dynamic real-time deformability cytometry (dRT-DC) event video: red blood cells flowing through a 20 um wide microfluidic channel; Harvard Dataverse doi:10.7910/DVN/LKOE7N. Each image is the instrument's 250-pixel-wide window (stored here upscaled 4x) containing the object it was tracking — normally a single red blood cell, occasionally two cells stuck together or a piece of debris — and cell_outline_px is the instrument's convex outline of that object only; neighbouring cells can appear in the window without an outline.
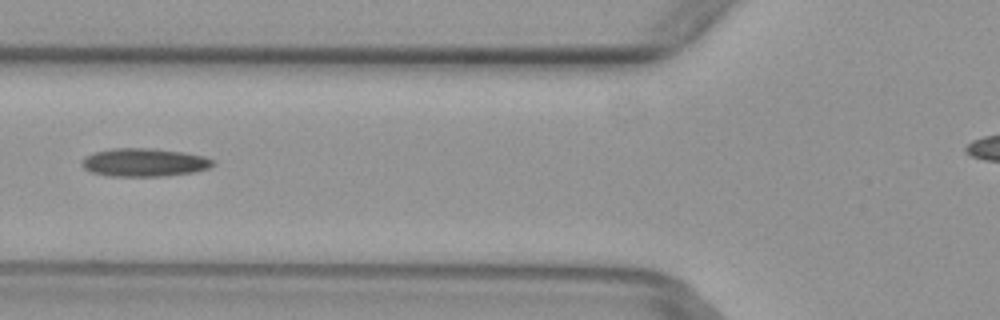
{"species": "common noctule bat (a hibernating species)", "species_latin": "Nyctalus noctula", "temperature_condition": "warm", "stored_images_in_passage": 5, "camera_frame_rate_fps": 3000, "um_per_image_px": 0.085, "animal": {"sex": "female", "body_mass_g": 29.2, "forearm_length_mm": 56.3}, "frame": {"image": 1, "passage_image": 4, "time_ms": 1.0, "image_size_px": [1000, 320], "cell_outline_px": [[216, 164], [208, 168], [196, 172], [164, 176], [108, 176], [92, 172], [84, 168], [80, 164], [80, 160], [84, 156], [92, 152], [112, 148], [152, 148], [184, 152], [204, 156], [216, 160]], "centroid_in_image_um": [12.26, 13.8], "position_along_channel_um": 113.5, "area_um2": 21.96}}